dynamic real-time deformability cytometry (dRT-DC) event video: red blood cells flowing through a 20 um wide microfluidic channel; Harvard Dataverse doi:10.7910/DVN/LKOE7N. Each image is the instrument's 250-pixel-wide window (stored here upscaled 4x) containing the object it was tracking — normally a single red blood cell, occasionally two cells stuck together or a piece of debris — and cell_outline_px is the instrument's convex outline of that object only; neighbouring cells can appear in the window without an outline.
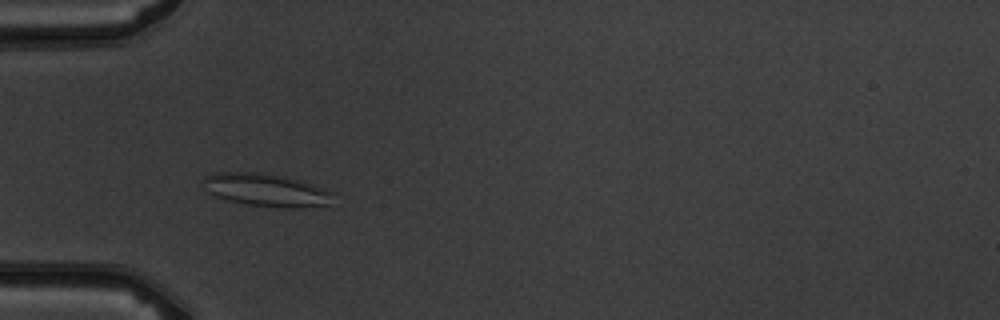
{"species": "common noctule bat (a hibernating species)", "species_latin": "Nyctalus noctula", "temperature_condition": "warm", "stored_images_in_passage": 5, "camera_frame_rate_fps": 3000, "um_per_image_px": 0.085, "animal": {"sex": "male", "body_mass_g": 19.5, "forearm_length_mm": 54.6}, "frame": {"image": 1, "passage_image": 3, "time_ms": 2.333, "image_size_px": [1000, 320], "cell_outline_px": [[328, 192], [324, 204], [300, 208], [276, 208], [248, 204], [228, 200], [216, 196], [208, 192], [200, 180], [204, 176], [216, 172], [256, 172], [284, 176], [312, 184]], "centroid_in_image_um": [22.43, 16.13], "position_along_channel_um": 62.6, "area_um2": 24.22}}
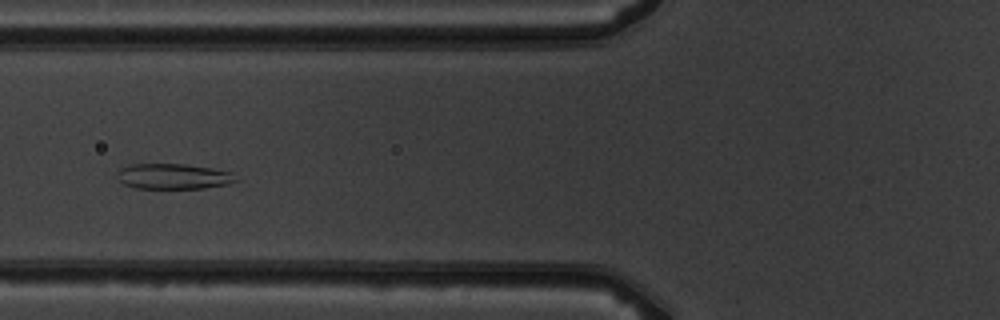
{"frame": {"image": 2, "passage_image": 4, "time_ms": 3.667, "image_size_px": [1000, 320], "cell_outline_px": [[236, 180], [228, 184], [204, 188], [136, 188], [124, 184], [116, 176], [116, 172], [120, 168], [132, 164], [184, 164], [212, 168], [232, 172]], "centroid_in_image_um": [14.7, 14.99], "position_along_channel_um": 111.1, "area_um2": 17.51}}